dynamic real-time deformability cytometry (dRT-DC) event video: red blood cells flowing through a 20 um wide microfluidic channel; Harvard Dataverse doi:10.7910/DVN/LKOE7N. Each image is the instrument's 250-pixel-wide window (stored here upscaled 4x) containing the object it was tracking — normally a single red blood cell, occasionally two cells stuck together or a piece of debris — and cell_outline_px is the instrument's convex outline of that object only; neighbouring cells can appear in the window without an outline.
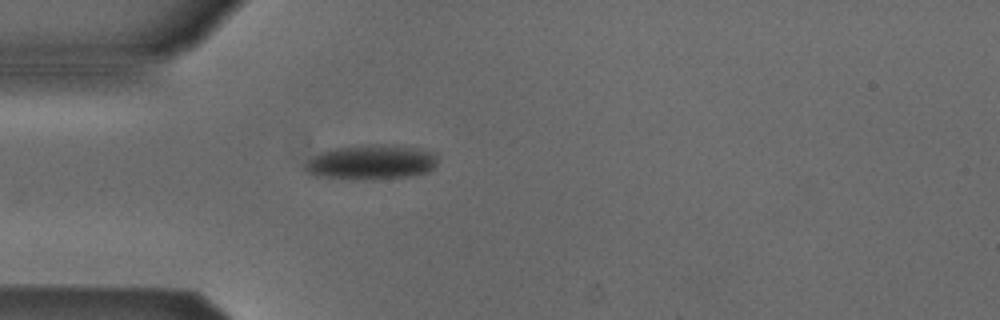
{"species": "Egyptian fruit bat (a non-hibernating species)", "species_latin": "Rousettus aegyptiacus", "temperature_condition": "cold", "stored_images_in_passage": 32, "camera_frame_rate_fps": 3000, "um_per_image_px": 0.085, "animal": {"sex": "male"}, "frame": {"image": 1, "passage_image": 1, "time_ms": 0.0, "image_size_px": [1000, 320], "cell_outline_px": [[436, 164], [432, 168], [424, 172], [404, 176], [364, 180], [316, 176], [308, 172], [304, 168], [304, 164], [312, 156], [320, 152], [336, 148], [372, 144], [380, 144], [416, 148], [432, 152], [436, 156]], "centroid_in_image_um": [31.48, 13.78], "position_along_channel_um": 53.5, "area_um2": 26.36}}
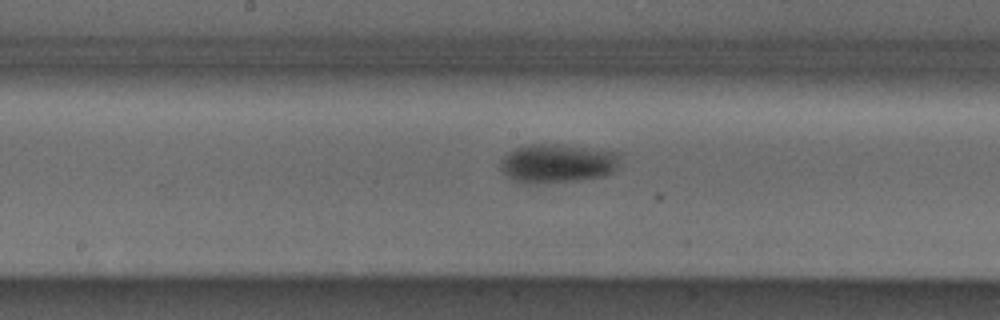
{"frame": {"image": 2, "passage_image": 13, "time_ms": 4.0, "image_size_px": [1000, 320], "cell_outline_px": [[620, 152], [616, 168], [612, 172], [604, 176], [580, 180], [532, 184], [524, 184], [512, 180], [500, 168], [500, 160], [508, 152], [516, 148], [528, 144], [560, 144]], "centroid_in_image_um": [47.36, 13.89], "position_along_channel_um": 200.8, "area_um2": 27.28}}
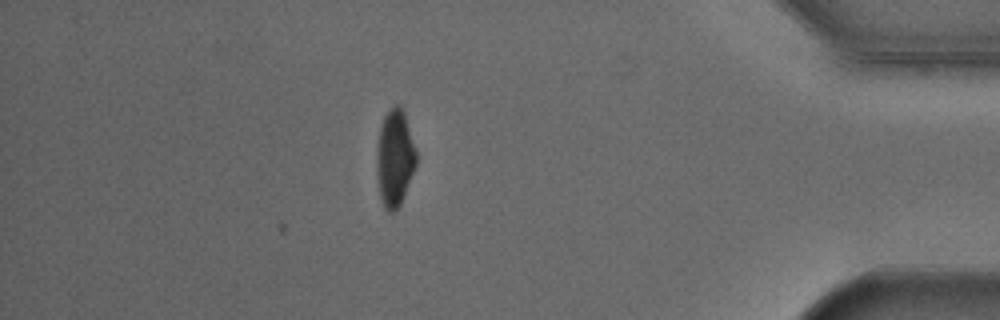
{"frame": {"image": 3, "passage_image": 32, "time_ms": 10.333, "image_size_px": [1000, 320], "cell_outline_px": [[416, 164], [400, 204], [392, 212], [388, 212], [384, 208], [380, 196], [376, 168], [376, 148], [380, 128], [384, 116], [388, 108], [396, 104], [400, 104], [404, 112], [416, 152]], "centroid_in_image_um": [33.53, 13.39], "position_along_channel_um": 401.7, "area_um2": 22.14}, "authors_computed_cell_mechanics": {"area_um2": 25.7499, "velocity_mm_per_s": 3.8725, "shape_relaxation_time_tau1_ms": 2.8637, "shape_relaxation_time_tau2_ms": null, "deformation_change_tau1": 0.1138, "deformation_change_tau2": null}}